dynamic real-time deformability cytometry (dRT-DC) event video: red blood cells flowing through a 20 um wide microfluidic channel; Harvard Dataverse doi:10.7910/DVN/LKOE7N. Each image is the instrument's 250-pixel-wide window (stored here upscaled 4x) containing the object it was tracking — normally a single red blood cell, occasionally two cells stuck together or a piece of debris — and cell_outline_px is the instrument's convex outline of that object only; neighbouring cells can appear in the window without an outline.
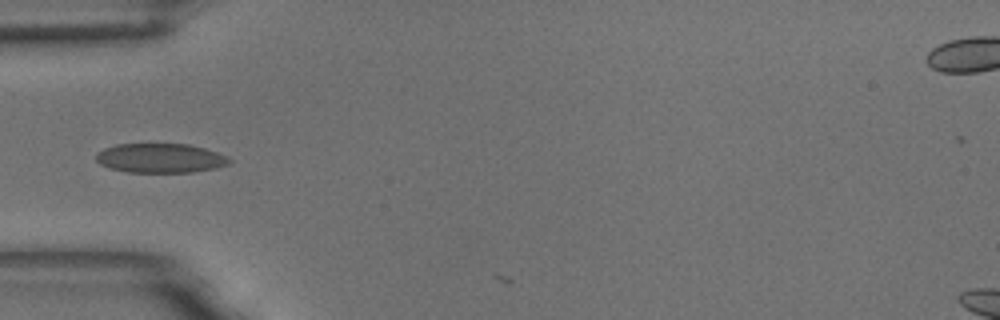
{"species": "common noctule bat (a hibernating species)", "species_latin": "Nyctalus noctula", "temperature_condition": "room temperature", "stored_images_in_passage": 2, "camera_frame_rate_fps": 3000, "um_per_image_px": 0.085, "animal": {"sex": "male", "body_mass_g": 18.8}, "frame": {"image": 1, "passage_image": 1, "time_ms": 0.0, "image_size_px": [1000, 320], "cell_outline_px": [[232, 160], [228, 164], [216, 168], [192, 172], [128, 172], [108, 168], [100, 164], [96, 160], [96, 156], [104, 148], [116, 144], [188, 144], [204, 148], [216, 152]], "centroid_in_image_um": [13.61, 13.44], "position_along_channel_um": 71.4, "area_um2": 22.66}}